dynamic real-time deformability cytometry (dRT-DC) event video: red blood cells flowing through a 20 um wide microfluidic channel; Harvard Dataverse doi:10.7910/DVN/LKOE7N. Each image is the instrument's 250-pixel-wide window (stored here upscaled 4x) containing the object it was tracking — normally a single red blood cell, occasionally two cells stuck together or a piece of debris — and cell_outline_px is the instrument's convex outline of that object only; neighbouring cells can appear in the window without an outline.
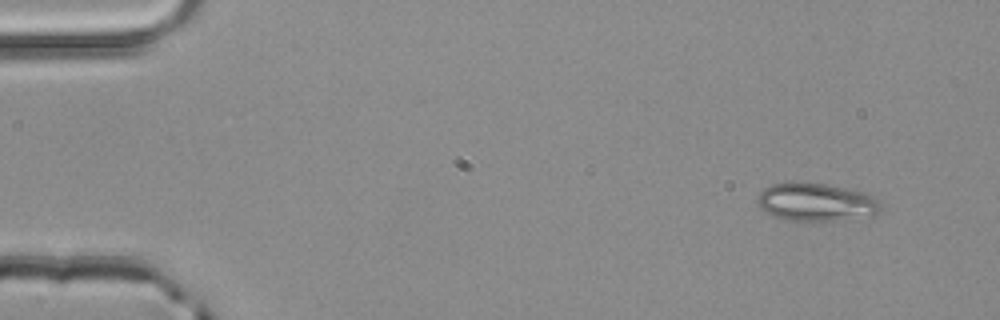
{"species": "common noctule bat (a hibernating species)", "species_latin": "Nyctalus noctula", "temperature_condition": "room temperature", "stored_images_in_passage": 49, "camera_frame_rate_fps": 3000, "um_per_image_px": 0.085, "animal": {"sex": "male", "body_mass_g": 20.4}, "frame": {"image": 1, "passage_image": 1, "time_ms": 0.0, "image_size_px": [1000, 320], "cell_outline_px": [[872, 204], [828, 216], [784, 216], [772, 212], [764, 208], [760, 204], [760, 196], [768, 188], [776, 184], [820, 184], [852, 192], [864, 196]], "centroid_in_image_um": [68.85, 17.01], "position_along_channel_um": 16.1, "area_um2": 19.88}}
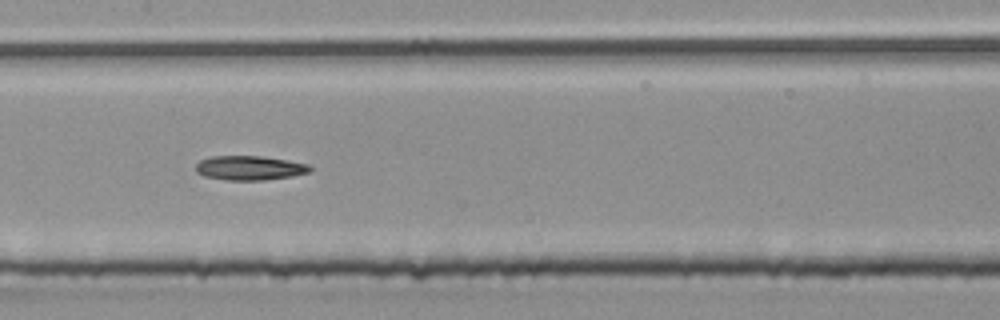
{"frame": {"image": 2, "passage_image": 23, "time_ms": 7.333, "image_size_px": [1000, 320], "cell_outline_px": [[312, 168], [308, 172], [288, 176], [260, 180], [232, 180], [208, 176], [200, 172], [196, 168], [196, 164], [200, 160], [216, 156], [256, 156], [284, 160], [304, 164]], "centroid_in_image_um": [21.19, 14.26], "position_along_channel_um": 186.2, "area_um2": 15.32}}
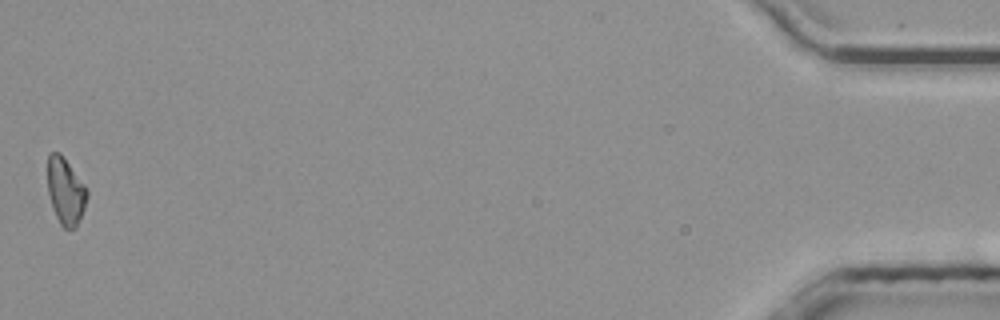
{"frame": {"image": 3, "passage_image": 49, "time_ms": 16.0, "image_size_px": [1000, 320], "cell_outline_px": [[88, 196], [84, 208], [76, 224], [72, 228], [64, 228], [60, 224], [56, 216], [48, 192], [48, 156], [52, 152], [60, 152], [84, 184], [88, 192]], "centroid_in_image_um": [5.57, 16.22], "position_along_channel_um": 429.6, "area_um2": 14.91}, "authors_computed_cell_mechanics": {"area_um2": 15.2592, "velocity_mm_per_s": 3.9919, "shape_relaxation_time_tau1_ms": null, "shape_relaxation_time_tau2_ms": 8.1358, "deformation_change_tau1": null, "deformation_change_tau2": 0.1844}}